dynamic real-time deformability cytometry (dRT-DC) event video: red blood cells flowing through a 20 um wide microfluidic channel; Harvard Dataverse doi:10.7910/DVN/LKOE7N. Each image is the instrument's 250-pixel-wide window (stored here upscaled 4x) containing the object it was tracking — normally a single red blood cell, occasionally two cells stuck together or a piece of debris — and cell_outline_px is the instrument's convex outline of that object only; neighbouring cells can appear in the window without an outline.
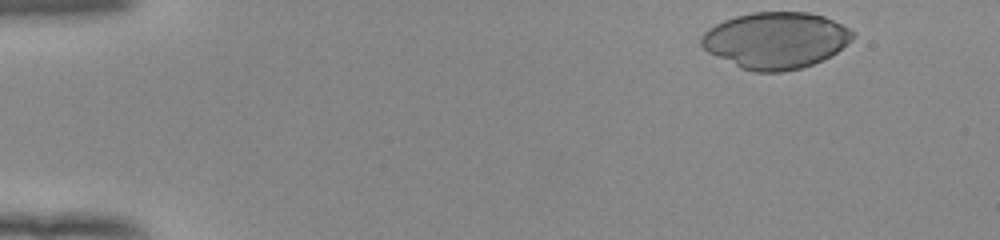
{"species": "human", "species_latin": "Homo sapiens", "temperature_condition": "room temperature", "stored_images_in_passage": 47, "camera_frame_rate_fps": 3000, "um_per_image_px": 0.085, "donor": {"sex": "female"}, "frame": {"image": 1, "passage_image": 1, "time_ms": 0.0, "image_size_px": [1000, 240], "cell_outline_px": [[856, 32], [852, 40], [836, 52], [824, 60], [800, 68], [784, 72], [756, 72], [740, 68], [708, 52], [700, 44], [700, 36], [708, 28], [724, 20], [736, 16], [752, 12], [808, 12], [824, 16]], "centroid_in_image_um": [65.93, 3.43], "position_along_channel_um": 19.1, "area_um2": 49.88}}
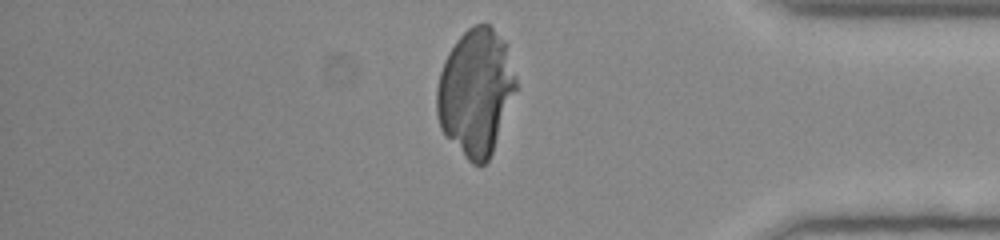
{"frame": {"image": 2, "passage_image": 40, "time_ms": 13.0, "image_size_px": [1000, 240], "cell_outline_px": [[520, 88], [492, 152], [488, 160], [480, 168], [472, 164], [468, 160], [440, 128], [436, 112], [436, 88], [440, 72], [444, 60], [448, 52], [456, 40], [468, 28], [476, 24], [488, 24], [508, 44]], "centroid_in_image_um": [40.49, 7.82], "position_along_channel_um": 394.7, "area_um2": 59.48}}
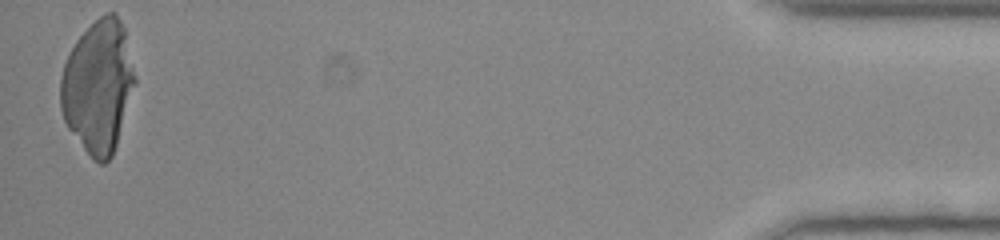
{"frame": {"image": 3, "passage_image": 47, "time_ms": 15.333, "image_size_px": [1000, 240], "cell_outline_px": [[136, 84], [112, 156], [104, 164], [100, 164], [92, 160], [68, 128], [64, 120], [60, 108], [60, 80], [64, 64], [76, 40], [104, 12], [116, 12], [124, 28], [136, 76]], "centroid_in_image_um": [8.34, 7.36], "position_along_channel_um": 426.9, "area_um2": 57.45}}